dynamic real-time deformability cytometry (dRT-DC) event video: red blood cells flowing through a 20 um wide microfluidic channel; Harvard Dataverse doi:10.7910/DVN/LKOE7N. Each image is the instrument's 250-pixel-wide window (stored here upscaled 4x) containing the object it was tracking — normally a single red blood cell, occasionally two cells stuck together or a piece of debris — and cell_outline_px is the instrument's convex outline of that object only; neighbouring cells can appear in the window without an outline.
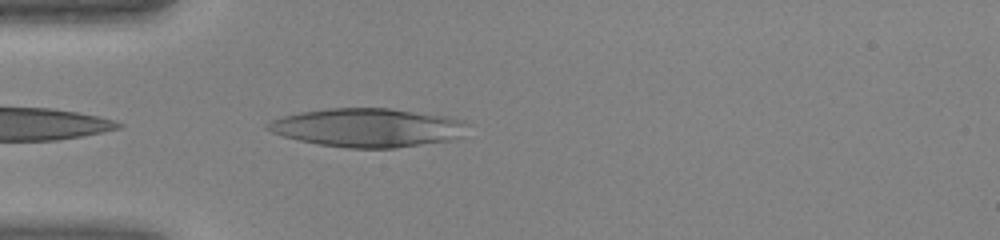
{"species": "human", "species_latin": "Homo sapiens", "temperature_condition": "warm", "stored_images_in_passage": 20, "camera_frame_rate_fps": 3000, "um_per_image_px": 0.085, "donor": {"sex": "female"}, "frame": {"image": 1, "passage_image": 1, "time_ms": 0.0, "image_size_px": [1000, 240], "cell_outline_px": [[468, 124], [460, 136], [448, 140], [396, 148], [348, 148], [320, 144], [300, 140], [284, 136], [272, 132], [264, 128], [264, 124], [280, 116], [300, 112], [328, 108], [392, 108], [448, 116], [464, 120]], "centroid_in_image_um": [31.22, 10.83], "position_along_channel_um": 53.8, "area_um2": 45.03}}
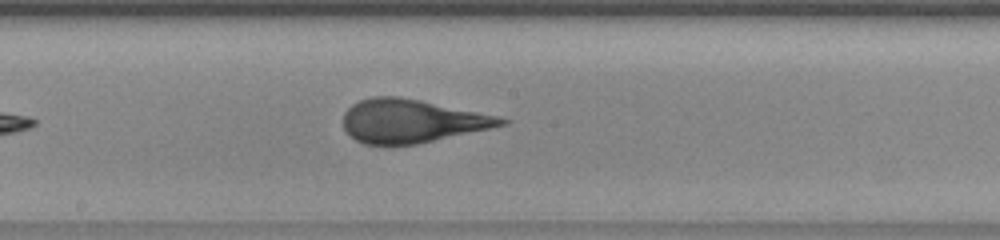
{"frame": {"image": 2, "passage_image": 12, "time_ms": 3.667, "image_size_px": [1000, 240], "cell_outline_px": [[512, 120], [508, 124], [416, 144], [364, 144], [356, 140], [344, 128], [344, 112], [352, 104], [360, 100], [372, 96], [400, 96], [500, 116]], "centroid_in_image_um": [35.01, 10.27], "position_along_channel_um": 213.2, "area_um2": 39.65}}
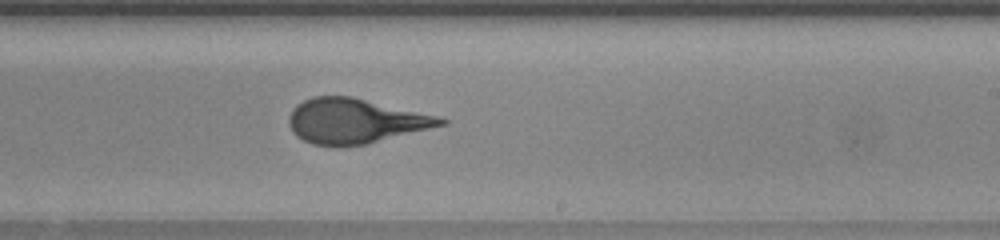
{"frame": {"image": 3, "passage_image": 15, "time_ms": 4.667, "image_size_px": [1000, 240], "cell_outline_px": [[448, 124], [368, 144], [340, 148], [332, 148], [312, 144], [296, 136], [292, 132], [288, 124], [288, 116], [292, 108], [296, 104], [312, 96], [352, 96], [440, 116], [448, 120]], "centroid_in_image_um": [30.18, 10.3], "position_along_channel_um": 258.8, "area_um2": 40.58}}